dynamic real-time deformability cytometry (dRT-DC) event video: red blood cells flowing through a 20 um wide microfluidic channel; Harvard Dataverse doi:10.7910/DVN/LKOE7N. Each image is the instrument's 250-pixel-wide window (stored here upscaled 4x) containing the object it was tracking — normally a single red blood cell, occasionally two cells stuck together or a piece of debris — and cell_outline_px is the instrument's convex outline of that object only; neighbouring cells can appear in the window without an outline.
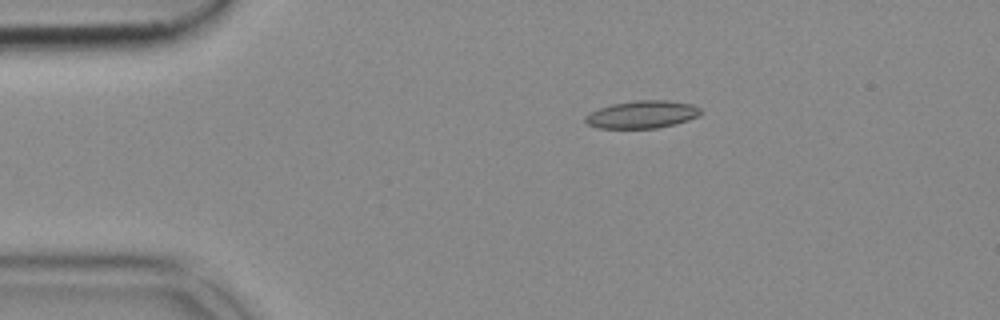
{"species": "common noctule bat (a hibernating species)", "species_latin": "Nyctalus noctula", "temperature_condition": "cold", "stored_images_in_passage": 53, "camera_frame_rate_fps": 3000, "um_per_image_px": 0.085, "animal": {"sex": "female", "body_mass_g": 18.4}, "frame": {"image": 1, "passage_image": 10, "time_ms": 3.0, "image_size_px": [1000, 320], "cell_outline_px": [[704, 112], [700, 116], [676, 124], [656, 128], [596, 128], [588, 124], [584, 120], [584, 116], [588, 112], [612, 104], [636, 100], [668, 100], [692, 104], [700, 108]], "centroid_in_image_um": [54.6, 9.73], "position_along_channel_um": 30.4, "area_um2": 18.79}}
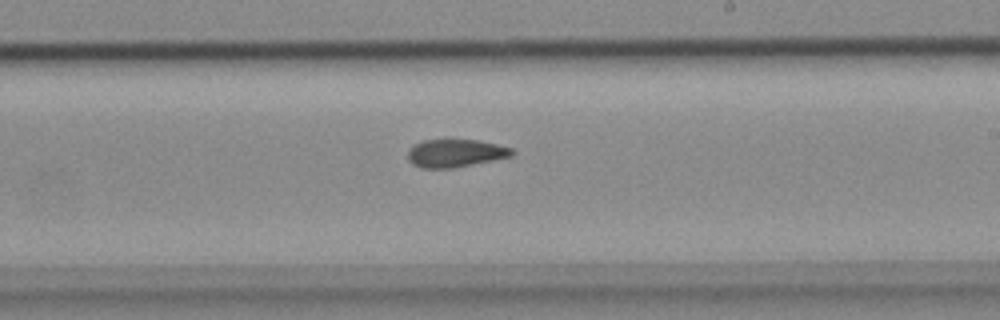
{"frame": {"image": 2, "passage_image": 31, "time_ms": 10.0, "image_size_px": [1000, 320], "cell_outline_px": [[516, 152], [512, 156], [452, 168], [420, 168], [412, 164], [408, 160], [408, 148], [412, 144], [420, 140], [480, 140], [512, 148]], "centroid_in_image_um": [38.66, 13.01], "position_along_channel_um": 250.3, "area_um2": 17.05}}
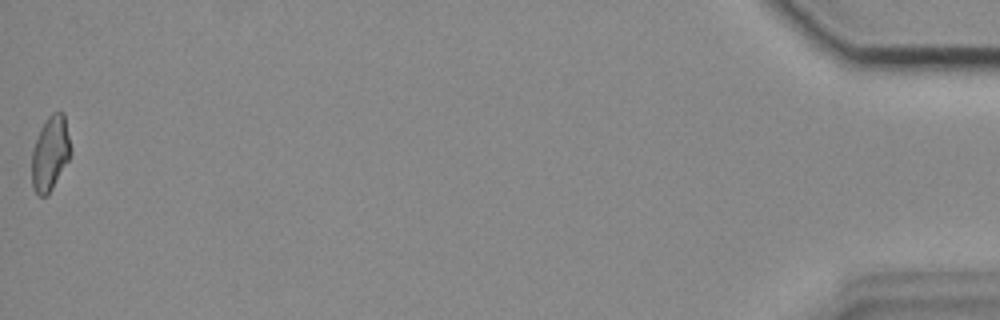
{"frame": {"image": 3, "passage_image": 53, "time_ms": 17.333, "image_size_px": [1000, 320], "cell_outline_px": [[72, 152], [68, 160], [48, 196], [40, 196], [32, 188], [32, 148], [40, 128], [44, 120], [52, 112], [64, 112], [72, 148]], "centroid_in_image_um": [4.27, 13.01], "position_along_channel_um": 430.9, "area_um2": 17.17}}